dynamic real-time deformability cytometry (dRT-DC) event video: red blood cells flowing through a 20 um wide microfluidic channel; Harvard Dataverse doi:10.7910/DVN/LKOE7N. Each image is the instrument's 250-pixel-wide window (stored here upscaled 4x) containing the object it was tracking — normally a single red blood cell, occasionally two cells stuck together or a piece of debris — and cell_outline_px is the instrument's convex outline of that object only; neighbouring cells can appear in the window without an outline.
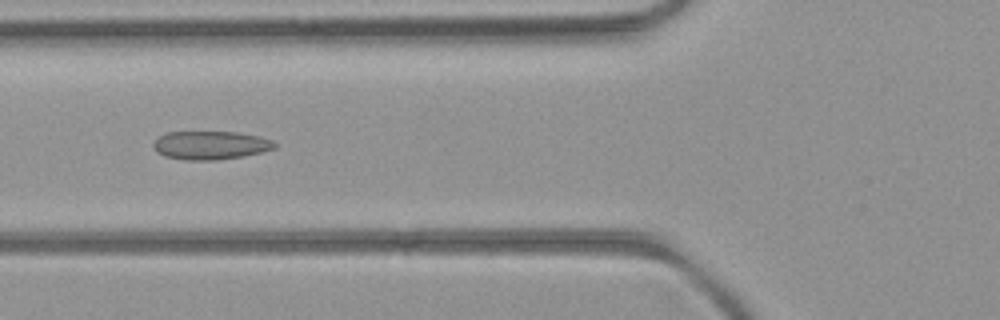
{"species": "common noctule bat (a hibernating species)", "species_latin": "Nyctalus noctula", "temperature_condition": "room temperature", "stored_images_in_passage": 52, "camera_frame_rate_fps": 3000, "um_per_image_px": 0.085, "animal": {"sex": "female", "body_mass_g": 21.9}, "frame": {"image": 1, "passage_image": 20, "time_ms": 6.333, "image_size_px": [1000, 320], "cell_outline_px": [[276, 148], [244, 156], [216, 160], [184, 160], [164, 156], [156, 152], [152, 144], [160, 136], [168, 132], [236, 132], [260, 136], [272, 140], [276, 144]], "centroid_in_image_um": [17.89, 12.35], "position_along_channel_um": 107.9, "area_um2": 20.11}}
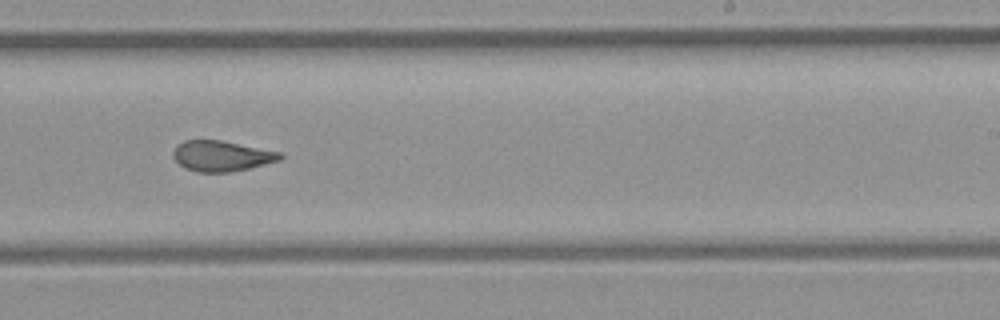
{"frame": {"image": 2, "passage_image": 32, "time_ms": 10.333, "image_size_px": [1000, 320], "cell_outline_px": [[284, 156], [280, 160], [248, 168], [228, 172], [196, 172], [184, 168], [172, 156], [172, 152], [176, 144], [184, 140], [220, 140], [280, 152]], "centroid_in_image_um": [18.78, 13.25], "position_along_channel_um": 270.2, "area_um2": 18.96}}
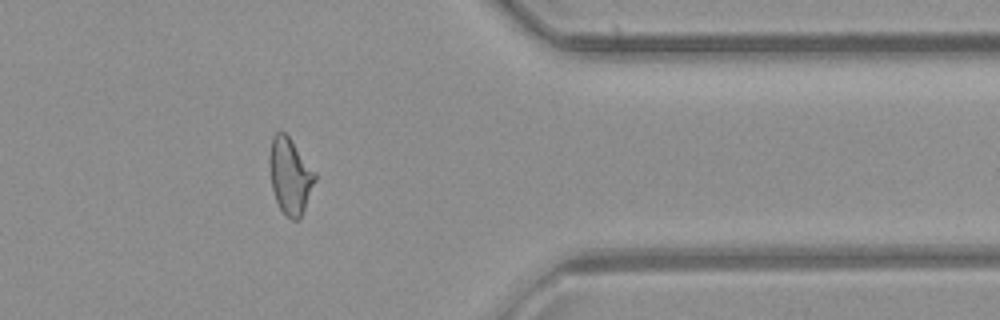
{"frame": {"image": 3, "passage_image": 42, "time_ms": 13.667, "image_size_px": [1000, 320], "cell_outline_px": [[316, 180], [300, 220], [292, 220], [280, 208], [276, 200], [272, 188], [268, 164], [268, 156], [272, 136], [276, 132], [284, 132], [288, 136], [316, 172]], "centroid_in_image_um": [24.65, 14.95], "position_along_channel_um": 386.8, "area_um2": 20.23}, "authors_computed_cell_mechanics": {"area_um2": 20.4034, "velocity_mm_per_s": 4.0471, "shape_relaxation_time_tau1_ms": null, "shape_relaxation_time_tau2_ms": 1.4493, "deformation_change_tau1": null, "deformation_change_tau2": 0.0699}}